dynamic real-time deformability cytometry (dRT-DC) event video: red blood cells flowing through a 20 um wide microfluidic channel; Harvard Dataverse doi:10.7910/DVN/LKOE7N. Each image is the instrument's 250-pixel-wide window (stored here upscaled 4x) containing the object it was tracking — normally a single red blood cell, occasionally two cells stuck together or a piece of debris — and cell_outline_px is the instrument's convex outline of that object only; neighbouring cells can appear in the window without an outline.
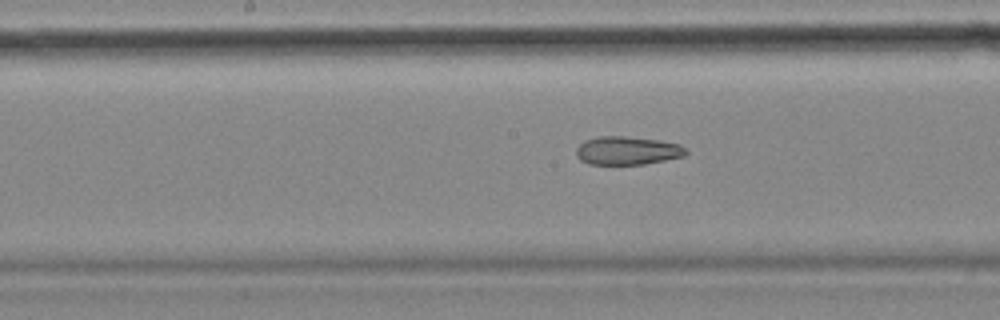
{"species": "common noctule bat (a hibernating species)", "species_latin": "Nyctalus noctula", "temperature_condition": "cold", "stored_images_in_passage": 33, "camera_frame_rate_fps": 3000, "um_per_image_px": 0.085, "animal": {"sex": "female", "body_mass_g": 18.4}, "frame": {"image": 1, "passage_image": 10, "time_ms": 3.0, "image_size_px": [1000, 320], "cell_outline_px": [[688, 152], [684, 156], [644, 164], [588, 164], [580, 160], [576, 156], [576, 148], [584, 140], [600, 136], [624, 136], [660, 140], [680, 144]], "centroid_in_image_um": [53.3, 12.8], "position_along_channel_um": 194.9, "area_um2": 18.15}, "authors_computed_cell_mechanics": {"area_um2": 18.9584, "velocity_mm_per_s": 3.5689, "shape_relaxation_time_tau1_ms": null, "shape_relaxation_time_tau2_ms": 4.8402, "deformation_change_tau1": null, "deformation_change_tau2": 0.1177}}